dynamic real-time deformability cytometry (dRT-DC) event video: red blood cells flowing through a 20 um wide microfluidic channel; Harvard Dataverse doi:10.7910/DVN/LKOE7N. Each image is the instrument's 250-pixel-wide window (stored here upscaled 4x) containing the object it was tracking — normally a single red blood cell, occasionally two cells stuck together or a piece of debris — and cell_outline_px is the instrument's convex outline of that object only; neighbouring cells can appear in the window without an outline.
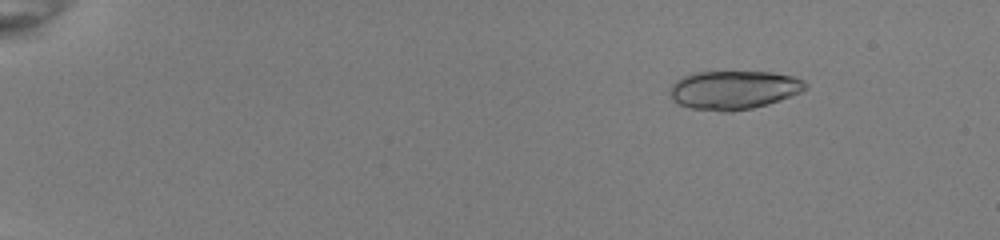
{"species": "common noctule bat (a hibernating species)", "species_latin": "Nyctalus noctula", "temperature_condition": "room temperature", "stored_images_in_passage": 53, "camera_frame_rate_fps": 3000, "um_per_image_px": 0.085, "animal": {"sex": "female", "body_mass_g": 22.0, "forearm_length_mm": 56.7}, "frame": {"image": 1, "passage_image": 8, "time_ms": 2.333, "image_size_px": [1000, 240], "cell_outline_px": [[808, 88], [800, 92], [780, 100], [768, 104], [752, 108], [732, 112], [720, 112], [692, 108], [680, 104], [672, 100], [668, 92], [672, 84], [676, 80], [692, 72], [772, 72], [792, 76], [804, 80], [808, 84]], "centroid_in_image_um": [62.36, 7.65], "position_along_channel_um": 22.6, "area_um2": 30.75}}
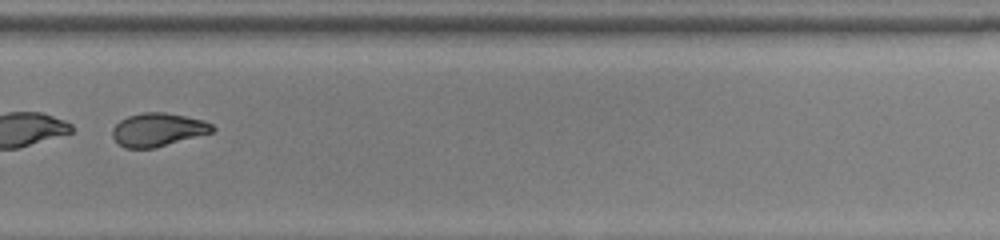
{"frame": {"image": 2, "passage_image": 40, "time_ms": 13.0, "image_size_px": [1000, 240], "cell_outline_px": [[216, 128], [212, 132], [152, 148], [124, 148], [112, 136], [112, 128], [120, 120], [128, 116], [144, 112], [164, 112], [204, 120], [212, 124]], "centroid_in_image_um": [13.41, 11.01], "position_along_channel_um": 316.4, "area_um2": 19.13}}
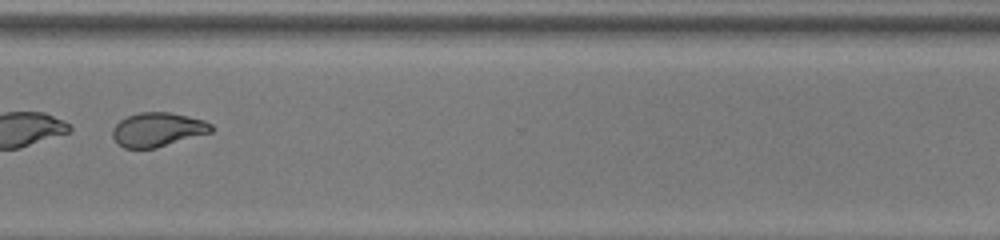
{"frame": {"image": 3, "passage_image": 43, "time_ms": 14.0, "image_size_px": [1000, 240], "cell_outline_px": [[212, 132], [156, 148], [124, 148], [116, 144], [112, 136], [112, 128], [120, 120], [128, 116], [140, 112], [168, 112], [188, 116], [204, 120], [212, 124]], "centroid_in_image_um": [13.38, 11.02], "position_along_channel_um": 357.2, "area_um2": 19.65}}